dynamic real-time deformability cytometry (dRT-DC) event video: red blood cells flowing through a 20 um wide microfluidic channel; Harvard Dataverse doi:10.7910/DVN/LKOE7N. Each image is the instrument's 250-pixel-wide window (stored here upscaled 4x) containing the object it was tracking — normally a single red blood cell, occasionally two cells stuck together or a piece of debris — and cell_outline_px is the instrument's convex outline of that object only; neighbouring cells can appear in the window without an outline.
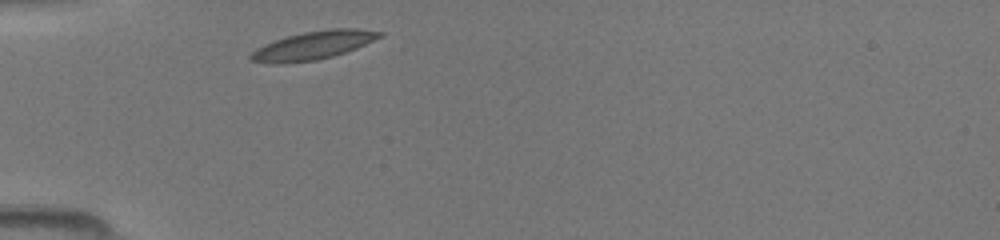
{"species": "common noctule bat (a hibernating species)", "species_latin": "Nyctalus noctula", "temperature_condition": "room temperature", "stored_images_in_passage": 30, "camera_frame_rate_fps": 3000, "um_per_image_px": 0.085, "animal": {"sex": "female", "body_mass_g": 19.5, "forearm_length_mm": 54.1}, "frame": {"image": 1, "passage_image": 1, "time_ms": 0.0, "image_size_px": [1000, 240], "cell_outline_px": [[380, 36], [352, 48], [328, 56], [308, 60], [252, 60], [252, 56], [260, 48], [268, 44], [292, 36], [312, 32], [380, 32]], "centroid_in_image_um": [26.58, 3.88], "position_along_channel_um": 58.4, "area_um2": 16.94}}
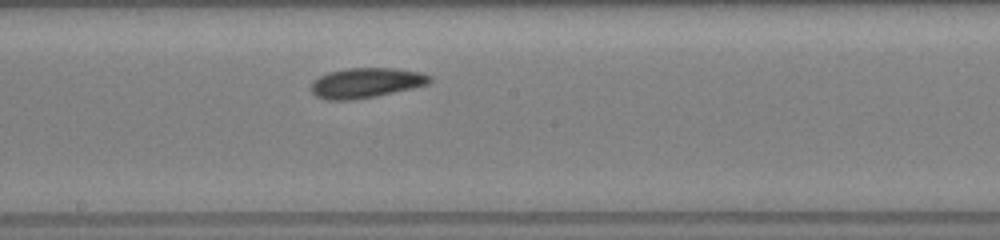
{"frame": {"image": 2, "passage_image": 13, "time_ms": 4.0, "image_size_px": [1000, 240], "cell_outline_px": [[428, 80], [420, 84], [404, 88], [368, 96], [320, 96], [312, 88], [316, 80], [324, 76], [336, 72], [368, 68], [376, 68], [408, 72], [428, 76]], "centroid_in_image_um": [31.09, 6.99], "position_along_channel_um": 217.1, "area_um2": 16.88}}
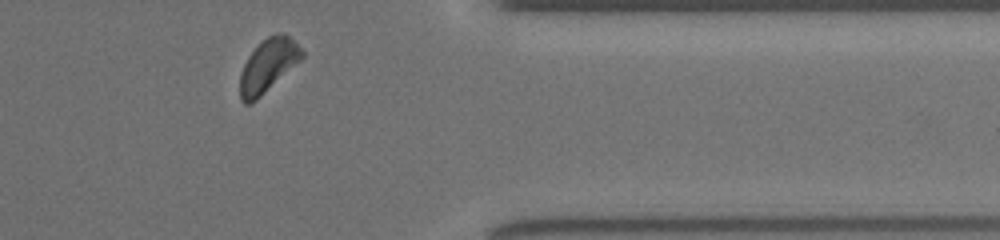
{"frame": {"image": 3, "passage_image": 26, "time_ms": 8.333, "image_size_px": [1000, 240], "cell_outline_px": [[304, 56], [248, 104], [240, 96], [240, 76], [252, 52], [264, 40], [272, 36], [288, 36], [304, 52]], "centroid_in_image_um": [22.78, 5.55], "position_along_channel_um": 388.6, "area_um2": 17.17}}